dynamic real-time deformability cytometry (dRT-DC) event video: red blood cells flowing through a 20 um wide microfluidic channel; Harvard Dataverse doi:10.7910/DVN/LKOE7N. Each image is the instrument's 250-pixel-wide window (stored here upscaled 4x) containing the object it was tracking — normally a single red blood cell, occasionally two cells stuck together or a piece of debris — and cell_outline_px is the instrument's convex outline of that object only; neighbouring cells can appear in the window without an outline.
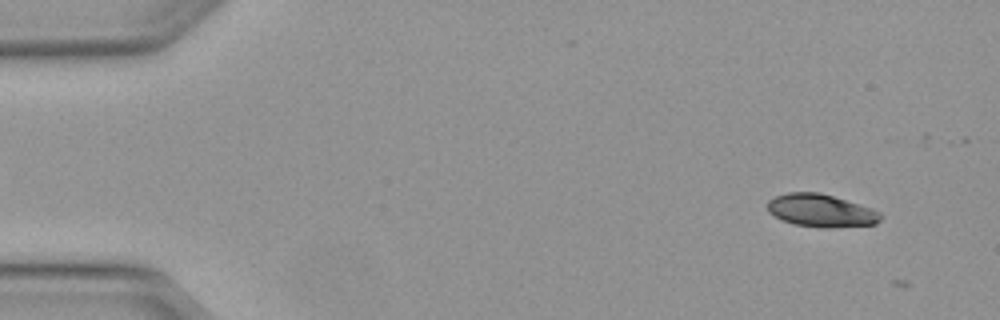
{"species": "Egyptian fruit bat (a non-hibernating species)", "species_latin": "Rousettus aegyptiacus", "temperature_condition": "warm", "stored_images_in_passage": 4, "camera_frame_rate_fps": 3000, "um_per_image_px": 0.085, "animal": {"sex": "female"}, "frame": {"image": 1, "passage_image": 3, "time_ms": 0.667, "image_size_px": [1000, 320], "cell_outline_px": [[880, 220], [876, 224], [828, 228], [820, 228], [792, 224], [780, 220], [768, 212], [768, 200], [776, 196], [788, 192], [820, 192], [872, 208], [880, 212]], "centroid_in_image_um": [69.75, 17.91], "position_along_channel_um": 15.2, "area_um2": 21.73}}